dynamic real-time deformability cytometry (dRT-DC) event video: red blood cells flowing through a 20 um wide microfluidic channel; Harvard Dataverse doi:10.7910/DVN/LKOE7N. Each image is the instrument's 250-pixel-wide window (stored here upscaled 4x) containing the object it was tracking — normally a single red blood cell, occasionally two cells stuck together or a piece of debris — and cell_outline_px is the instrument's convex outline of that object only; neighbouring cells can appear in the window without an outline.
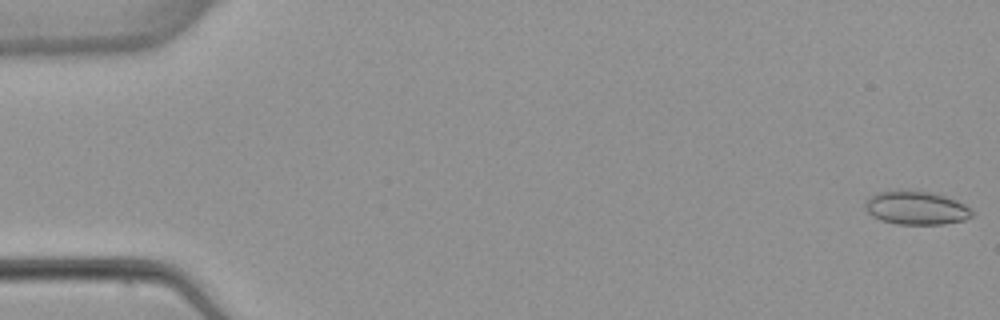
{"species": "common noctule bat (a hibernating species)", "species_latin": "Nyctalus noctula", "temperature_condition": "warm", "stored_images_in_passage": 4, "camera_frame_rate_fps": 3000, "um_per_image_px": 0.085, "animal": {"sex": "female", "body_mass_g": 22.7, "forearm_length_mm": 54.2}, "frame": {"image": 1, "passage_image": 1, "time_ms": 0.0, "image_size_px": [1000, 320], "cell_outline_px": [[972, 216], [964, 220], [944, 224], [896, 224], [880, 220], [872, 216], [864, 208], [864, 200], [876, 192], [928, 192], [944, 196], [956, 200], [964, 204], [972, 212]], "centroid_in_image_um": [77.83, 17.7], "position_along_channel_um": 7.2, "area_um2": 20.46}}